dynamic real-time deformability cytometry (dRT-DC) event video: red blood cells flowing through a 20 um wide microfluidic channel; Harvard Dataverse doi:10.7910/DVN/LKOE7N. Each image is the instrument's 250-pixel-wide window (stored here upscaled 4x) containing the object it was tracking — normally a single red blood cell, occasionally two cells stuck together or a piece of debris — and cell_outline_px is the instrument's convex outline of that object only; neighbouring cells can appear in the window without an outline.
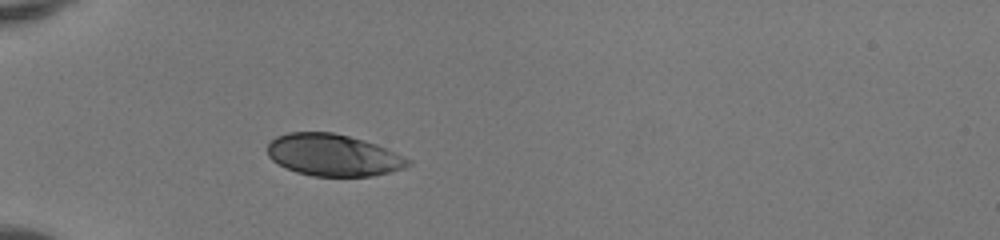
{"species": "human", "species_latin": "Homo sapiens", "temperature_condition": "room temperature", "stored_images_in_passage": 35, "camera_frame_rate_fps": 3000, "um_per_image_px": 0.085, "donor": {"sex": "female"}, "frame": {"image": 1, "passage_image": 1, "time_ms": 0.0, "image_size_px": [1000, 240], "cell_outline_px": [[412, 164], [404, 168], [372, 176], [312, 176], [296, 172], [272, 160], [268, 156], [268, 144], [276, 136], [288, 132], [332, 132], [364, 140], [376, 144], [396, 152], [412, 160]], "centroid_in_image_um": [28.34, 13.18], "position_along_channel_um": 56.7, "area_um2": 34.28}}
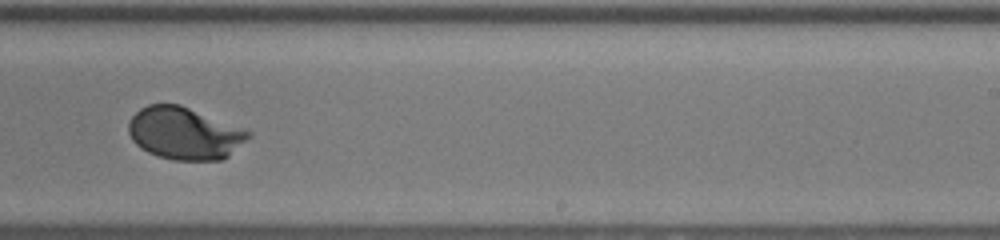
{"frame": {"image": 2, "passage_image": 18, "time_ms": 5.667, "image_size_px": [1000, 240], "cell_outline_px": [[252, 136], [228, 156], [220, 160], [172, 160], [148, 152], [140, 148], [132, 140], [128, 132], [128, 120], [140, 108], [148, 104], [180, 104], [252, 132]], "centroid_in_image_um": [15.66, 11.33], "position_along_channel_um": 273.3, "area_um2": 36.47}}
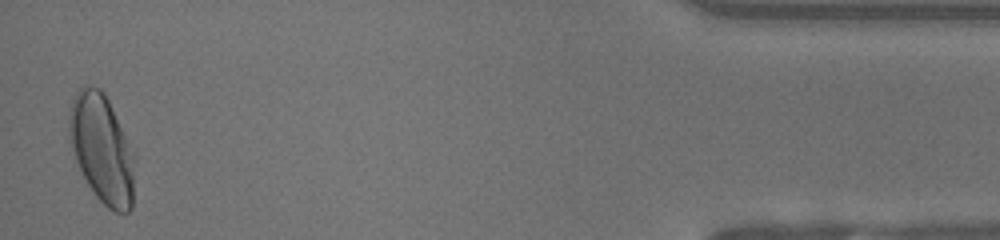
{"frame": {"image": 3, "passage_image": 34, "time_ms": 11.0, "image_size_px": [1000, 240], "cell_outline_px": [[136, 156], [132, 208], [128, 212], [112, 212], [96, 196], [88, 184], [76, 160], [68, 136], [68, 112], [72, 100], [76, 92], [84, 84], [100, 88], [104, 92]], "centroid_in_image_um": [8.67, 12.64], "position_along_channel_um": 426.5, "area_um2": 41.73}, "authors_computed_cell_mechanics": {"area_um2": 36.2406, "velocity_mm_per_s": 4.1415, "shape_relaxation_time_tau1_ms": 2.2348, "shape_relaxation_time_tau2_ms": null, "deformation_change_tau1": 0.1472, "deformation_change_tau2": null}}